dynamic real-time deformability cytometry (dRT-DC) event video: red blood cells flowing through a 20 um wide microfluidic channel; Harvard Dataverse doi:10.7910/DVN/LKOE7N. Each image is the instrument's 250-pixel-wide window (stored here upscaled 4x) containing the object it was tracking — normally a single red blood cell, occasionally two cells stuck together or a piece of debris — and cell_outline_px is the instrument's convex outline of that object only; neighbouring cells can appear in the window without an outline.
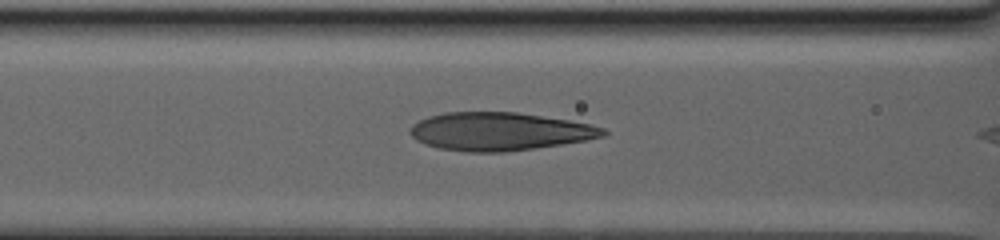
{"species": "human", "species_latin": "Homo sapiens", "temperature_condition": "warm", "stored_images_in_passage": 36, "camera_frame_rate_fps": 3000, "um_per_image_px": 0.085, "donor": {"sex": "male"}, "frame": {"image": 1, "passage_image": 6, "time_ms": 1.0, "image_size_px": [1000, 240], "cell_outline_px": [[608, 132], [604, 136], [584, 140], [560, 144], [504, 152], [468, 152], [440, 148], [424, 144], [416, 140], [408, 132], [408, 128], [412, 124], [428, 116], [444, 112], [520, 112], [568, 120], [588, 124], [604, 128]], "centroid_in_image_um": [42.4, 11.16], "position_along_channel_um": 124.2, "area_um2": 42.77}}
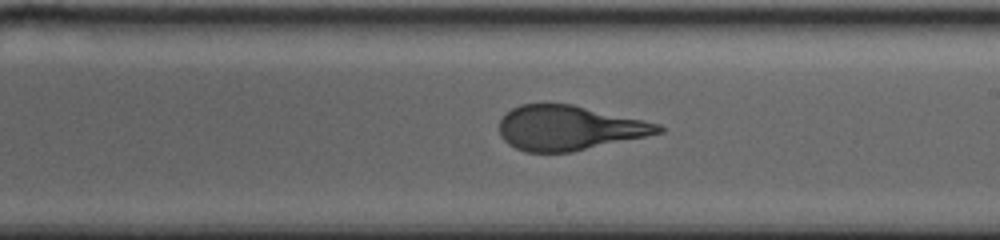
{"frame": {"image": 2, "passage_image": 24, "time_ms": 5.667, "image_size_px": [1000, 240], "cell_outline_px": [[664, 132], [572, 152], [524, 152], [508, 144], [500, 136], [500, 120], [512, 108], [520, 104], [572, 104], [644, 120], [660, 124], [664, 128]], "centroid_in_image_um": [48.37, 10.88], "position_along_channel_um": 240.6, "area_um2": 41.21}}
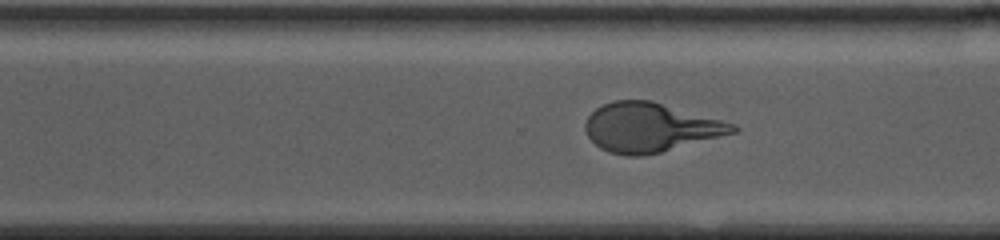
{"frame": {"image": 3, "passage_image": 32, "time_ms": 8.667, "image_size_px": [1000, 240], "cell_outline_px": [[740, 128], [736, 132], [660, 152], [640, 156], [628, 156], [608, 152], [600, 148], [588, 136], [584, 128], [584, 124], [588, 116], [596, 108], [604, 104], [616, 100], [652, 100], [736, 124]], "centroid_in_image_um": [55.26, 10.82], "position_along_channel_um": 315.3, "area_um2": 42.02}}